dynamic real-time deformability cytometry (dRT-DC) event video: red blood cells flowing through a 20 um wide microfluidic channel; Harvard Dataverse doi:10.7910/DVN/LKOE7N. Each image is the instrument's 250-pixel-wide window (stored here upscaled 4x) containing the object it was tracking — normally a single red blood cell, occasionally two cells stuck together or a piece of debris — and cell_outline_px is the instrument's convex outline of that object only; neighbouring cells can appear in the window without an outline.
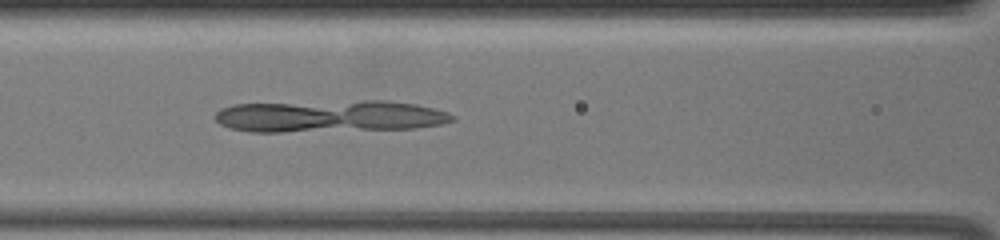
{"species": "common noctule bat (a hibernating species)", "species_latin": "Nyctalus noctula", "temperature_condition": "warm", "stored_images_in_passage": 53, "camera_frame_rate_fps": 3000, "um_per_image_px": 0.085, "animal": {"sex": "female", "body_mass_g": 19.5, "forearm_length_mm": 54.1}, "frame": {"image": 1, "passage_image": 23, "time_ms": 7.333, "image_size_px": [1000, 240], "cell_outline_px": [[456, 120], [440, 124], [416, 128], [284, 132], [248, 132], [228, 128], [220, 124], [216, 120], [216, 112], [220, 108], [236, 104], [364, 100], [384, 100], [416, 104], [448, 112], [456, 116]], "centroid_in_image_um": [28.01, 9.88], "position_along_channel_um": 138.6, "area_um2": 44.51}}
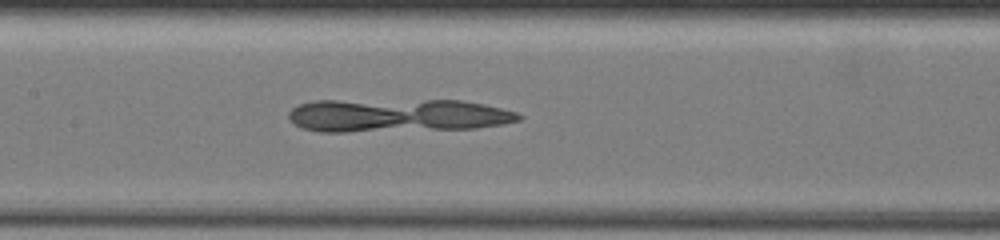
{"frame": {"image": 2, "passage_image": 26, "time_ms": 8.333, "image_size_px": [1000, 240], "cell_outline_px": [[524, 116], [520, 120], [504, 124], [476, 128], [348, 132], [320, 132], [300, 128], [288, 116], [288, 112], [292, 108], [300, 104], [316, 100], [460, 100], [484, 104], [516, 112]], "centroid_in_image_um": [33.76, 9.81], "position_along_channel_um": 173.6, "area_um2": 44.91}}